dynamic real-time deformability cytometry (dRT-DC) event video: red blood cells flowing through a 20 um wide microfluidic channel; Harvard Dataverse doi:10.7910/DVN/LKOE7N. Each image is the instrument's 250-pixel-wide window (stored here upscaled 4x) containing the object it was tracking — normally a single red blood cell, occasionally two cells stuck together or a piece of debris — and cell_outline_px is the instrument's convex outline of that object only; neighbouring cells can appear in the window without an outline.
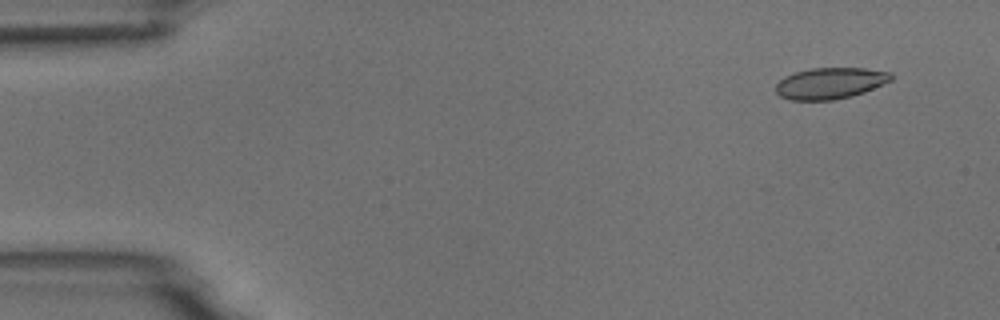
{"species": "common noctule bat (a hibernating species)", "species_latin": "Nyctalus noctula", "temperature_condition": "room temperature", "stored_images_in_passage": 4, "camera_frame_rate_fps": 3000, "um_per_image_px": 0.085, "animal": {"sex": "male", "body_mass_g": 18.8}, "frame": {"image": 1, "passage_image": 1, "time_ms": 0.0, "image_size_px": [1000, 320], "cell_outline_px": [[892, 80], [864, 92], [852, 96], [832, 100], [788, 100], [780, 96], [776, 92], [776, 84], [784, 76], [796, 72], [812, 68], [864, 68], [892, 72]], "centroid_in_image_um": [70.56, 7.07], "position_along_channel_um": 14.4, "area_um2": 21.04}}
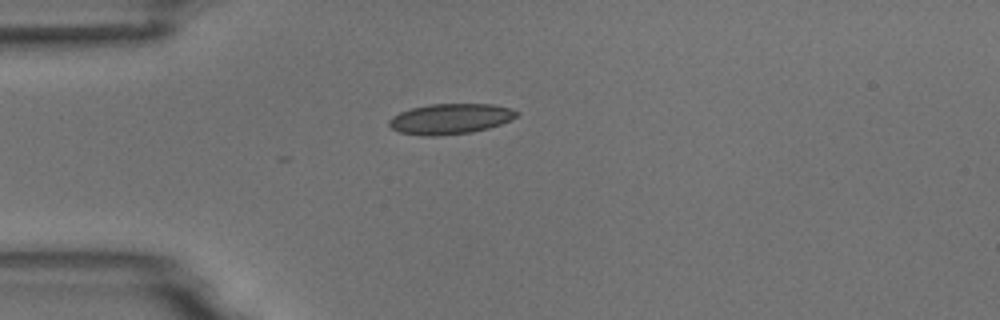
{"frame": {"image": 2, "passage_image": 4, "time_ms": 3.333, "image_size_px": [1000, 320], "cell_outline_px": [[520, 112], [516, 116], [500, 124], [488, 128], [472, 132], [440, 136], [420, 136], [400, 132], [392, 128], [388, 124], [388, 120], [392, 116], [400, 112], [412, 108], [428, 104], [492, 104], [512, 108]], "centroid_in_image_um": [38.26, 10.1], "position_along_channel_um": 46.7, "area_um2": 22.72}}